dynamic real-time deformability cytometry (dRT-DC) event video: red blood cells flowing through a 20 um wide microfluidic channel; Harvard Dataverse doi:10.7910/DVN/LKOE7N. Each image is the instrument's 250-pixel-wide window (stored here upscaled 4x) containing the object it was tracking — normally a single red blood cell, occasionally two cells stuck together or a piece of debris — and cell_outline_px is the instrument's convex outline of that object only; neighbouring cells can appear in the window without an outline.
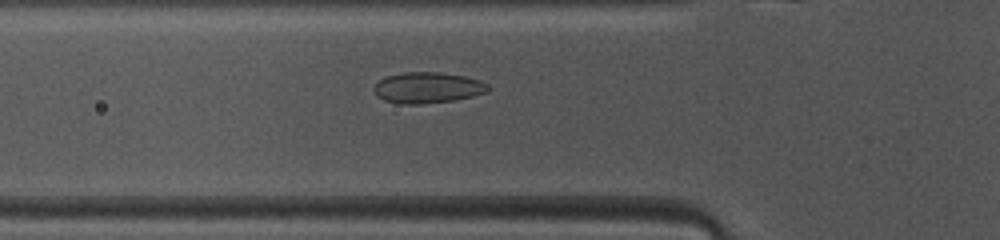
{"species": "common noctule bat (a hibernating species)", "species_latin": "Nyctalus noctula", "temperature_condition": "warm", "stored_images_in_passage": 46, "camera_frame_rate_fps": 3000, "um_per_image_px": 0.085, "animal": {"sex": "female", "body_mass_g": 10.0, "forearm_length_mm": 53.1}, "frame": {"image": 1, "passage_image": 14, "time_ms": 4.333, "image_size_px": [1000, 240], "cell_outline_px": [[488, 92], [472, 96], [452, 100], [420, 104], [400, 104], [384, 100], [376, 96], [372, 88], [380, 80], [388, 76], [404, 72], [440, 72], [464, 76], [480, 80], [488, 84]], "centroid_in_image_um": [36.33, 7.45], "position_along_channel_um": 89.5, "area_um2": 20.52}}
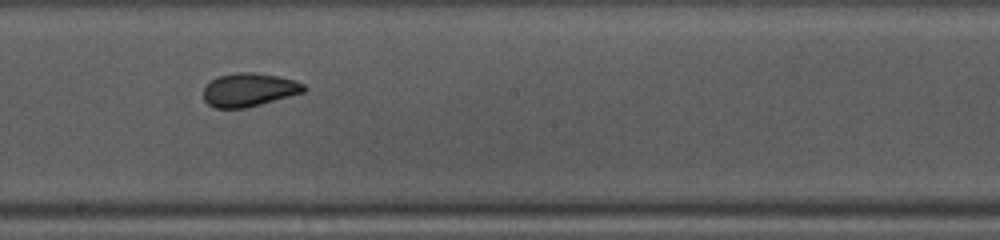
{"frame": {"image": 2, "passage_image": 24, "time_ms": 7.667, "image_size_px": [1000, 240], "cell_outline_px": [[308, 88], [304, 92], [260, 104], [244, 108], [216, 108], [208, 104], [204, 100], [204, 88], [216, 76], [236, 72], [252, 72], [276, 76], [296, 80], [304, 84]], "centroid_in_image_um": [21.17, 7.62], "position_along_channel_um": 227.0, "area_um2": 19.48}}
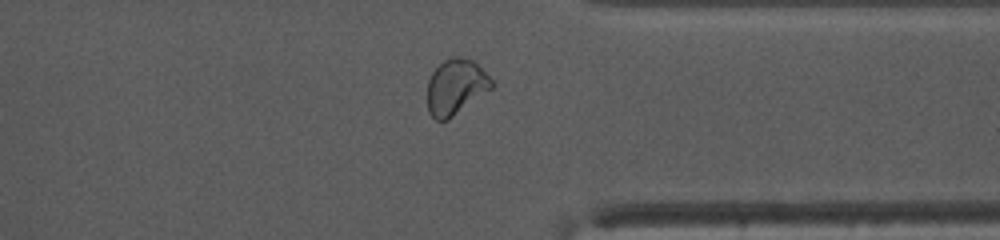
{"frame": {"image": 3, "passage_image": 35, "time_ms": 11.333, "image_size_px": [1000, 240], "cell_outline_px": [[496, 84], [492, 88], [448, 120], [436, 120], [428, 112], [428, 80], [432, 72], [444, 60], [452, 56], [460, 56], [472, 60]], "centroid_in_image_um": [38.73, 7.38], "position_along_channel_um": 372.7, "area_um2": 20.63}, "authors_computed_cell_mechanics": {"area_um2": 20.8947, "velocity_mm_per_s": 4.1131, "shape_relaxation_time_tau1_ms": 5.9042, "shape_relaxation_time_tau2_ms": 1.1682, "deformation_change_tau1": 0.1092, "deformation_change_tau2": 0.0445}}